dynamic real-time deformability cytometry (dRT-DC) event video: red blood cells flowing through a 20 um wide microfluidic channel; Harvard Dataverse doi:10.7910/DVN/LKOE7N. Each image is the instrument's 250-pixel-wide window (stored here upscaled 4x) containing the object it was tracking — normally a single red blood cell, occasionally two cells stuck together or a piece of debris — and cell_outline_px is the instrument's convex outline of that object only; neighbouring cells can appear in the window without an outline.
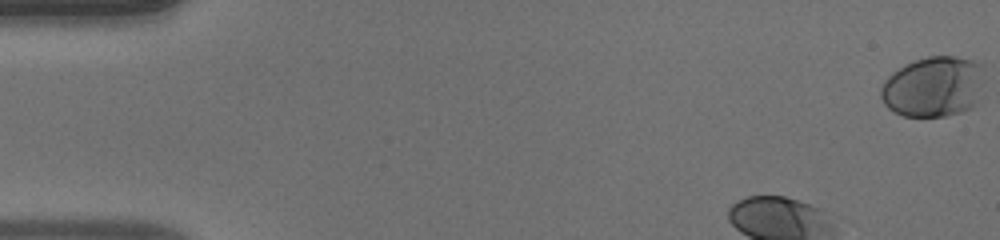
{"species": "human", "species_latin": "Homo sapiens", "temperature_condition": "warm", "stored_images_in_passage": 41, "camera_frame_rate_fps": 3000, "um_per_image_px": 0.085, "donor": {"sex": "male"}, "frame": {"image": 1, "passage_image": 1, "time_ms": 0.0, "image_size_px": [1000, 240], "cell_outline_px": [[984, 92], [972, 108], [960, 112], [944, 116], [904, 116], [888, 108], [884, 104], [880, 96], [880, 88], [884, 80], [892, 72], [904, 64], [928, 56], [956, 56], [972, 60], [984, 64]], "centroid_in_image_um": [79.39, 7.36], "position_along_channel_um": 5.6, "area_um2": 37.28}}
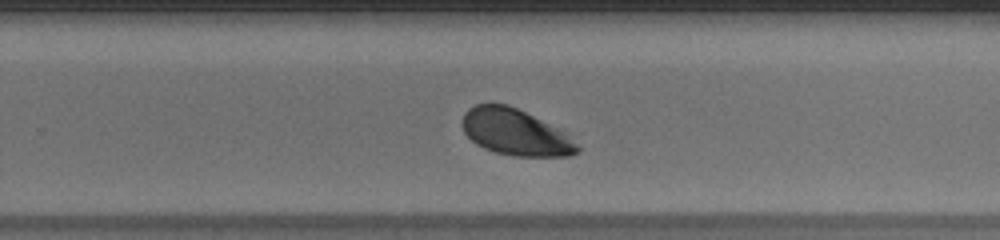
{"frame": {"image": 2, "passage_image": 29, "time_ms": 9.333, "image_size_px": [1000, 240], "cell_outline_px": [[580, 152], [572, 156], [512, 156], [496, 152], [484, 148], [476, 144], [464, 132], [460, 124], [464, 112], [468, 108], [476, 104], [508, 104], [540, 120], [568, 136], [580, 148]], "centroid_in_image_um": [43.74, 11.25], "position_along_channel_um": 286.1, "area_um2": 30.58}}
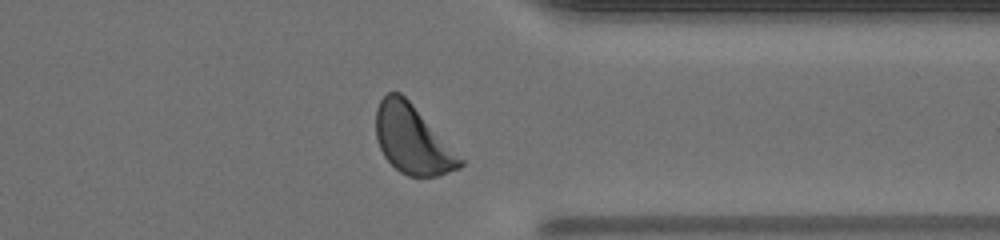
{"frame": {"image": 3, "passage_image": 36, "time_ms": 11.667, "image_size_px": [1000, 240], "cell_outline_px": [[464, 164], [460, 168], [440, 176], [408, 176], [400, 172], [384, 156], [376, 140], [376, 108], [380, 100], [388, 92], [400, 92], [412, 104], [464, 160]], "centroid_in_image_um": [35.05, 11.88], "position_along_channel_um": 376.4, "area_um2": 33.29}, "authors_computed_cell_mechanics": {"area_um2": 32.7726, "velocity_mm_per_s": 4.0281, "shape_relaxation_time_tau1_ms": 0.934, "shape_relaxation_time_tau2_ms": null, "deformation_change_tau1": 0.0803, "deformation_change_tau2": null}}